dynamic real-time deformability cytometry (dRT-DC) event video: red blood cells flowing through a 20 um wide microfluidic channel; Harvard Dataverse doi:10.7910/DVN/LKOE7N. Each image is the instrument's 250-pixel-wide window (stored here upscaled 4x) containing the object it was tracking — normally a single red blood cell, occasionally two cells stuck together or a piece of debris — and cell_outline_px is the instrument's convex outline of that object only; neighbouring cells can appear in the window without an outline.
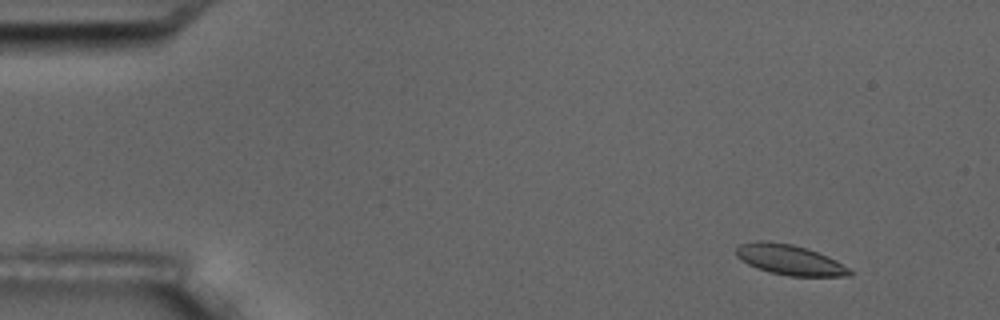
{"species": "common noctule bat (a hibernating species)", "species_latin": "Nyctalus noctula", "temperature_condition": "room temperature", "stored_images_in_passage": 5, "camera_frame_rate_fps": 3000, "um_per_image_px": 0.085, "animal": {"sex": "male", "body_mass_g": 17.5, "forearm_length_mm": 52.3}, "frame": {"image": 1, "passage_image": 2, "time_ms": 1.333, "image_size_px": [1000, 320], "cell_outline_px": [[856, 272], [852, 276], [788, 276], [768, 272], [756, 268], [748, 264], [736, 256], [736, 248], [740, 244], [756, 240], [764, 240], [792, 244], [808, 248], [828, 256], [836, 260]], "centroid_in_image_um": [67.15, 22.08], "position_along_channel_um": 17.9, "area_um2": 20.35}}
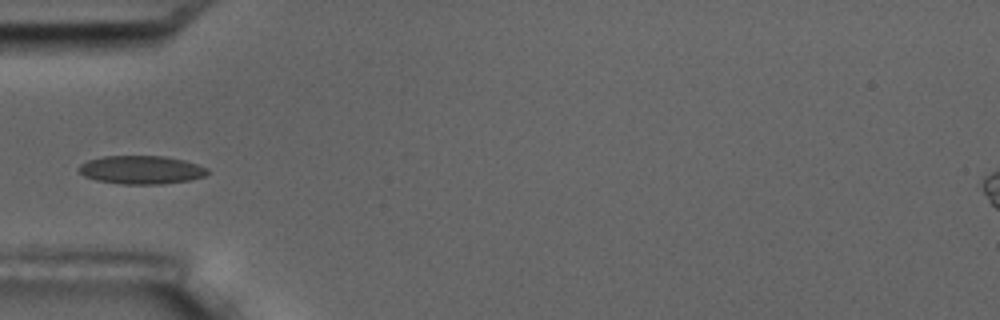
{"frame": {"image": 2, "passage_image": 5, "time_ms": 5.667, "image_size_px": [1000, 320], "cell_outline_px": [[208, 172], [204, 176], [192, 180], [164, 184], [124, 184], [96, 180], [84, 176], [76, 168], [80, 164], [88, 160], [104, 156], [164, 156], [184, 160], [208, 168]], "centroid_in_image_um": [12.0, 14.44], "position_along_channel_um": 73.0, "area_um2": 21.33}}